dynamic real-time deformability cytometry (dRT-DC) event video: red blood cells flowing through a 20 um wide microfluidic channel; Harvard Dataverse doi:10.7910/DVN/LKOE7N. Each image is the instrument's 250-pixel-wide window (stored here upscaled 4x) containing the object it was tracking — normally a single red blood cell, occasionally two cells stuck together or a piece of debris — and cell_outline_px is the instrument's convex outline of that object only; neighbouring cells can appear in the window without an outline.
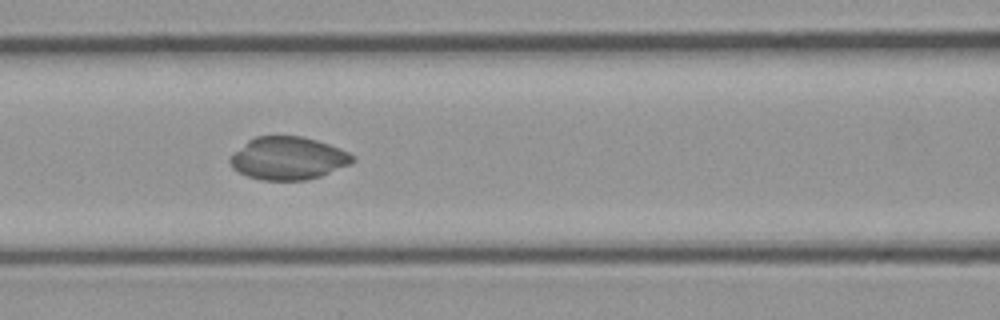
{"species": "common noctule bat (a hibernating species)", "species_latin": "Nyctalus noctula", "temperature_condition": "cold", "stored_images_in_passage": 55, "camera_frame_rate_fps": 3000, "um_per_image_px": 0.085, "animal": {"sex": "male", "body_mass_g": 23.1, "forearm_length_mm": 52.7}, "frame": {"image": 1, "passage_image": 23, "time_ms": 7.333, "image_size_px": [1000, 320], "cell_outline_px": [[356, 160], [348, 164], [320, 176], [308, 180], [260, 180], [248, 176], [232, 168], [228, 160], [248, 140], [256, 136], [304, 136], [340, 148], [356, 156]], "centroid_in_image_um": [24.5, 13.45], "position_along_channel_um": 142.1, "area_um2": 30.35}}
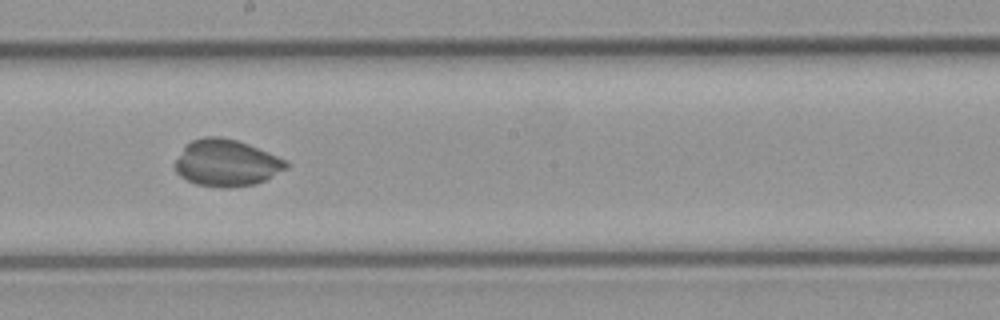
{"frame": {"image": 2, "passage_image": 30, "time_ms": 9.667, "image_size_px": [1000, 320], "cell_outline_px": [[288, 168], [256, 184], [228, 188], [220, 188], [196, 184], [180, 176], [176, 172], [172, 164], [184, 148], [192, 140], [204, 136], [220, 136], [236, 140], [248, 144], [288, 160]], "centroid_in_image_um": [19.24, 13.86], "position_along_channel_um": 229.0, "area_um2": 30.4}}
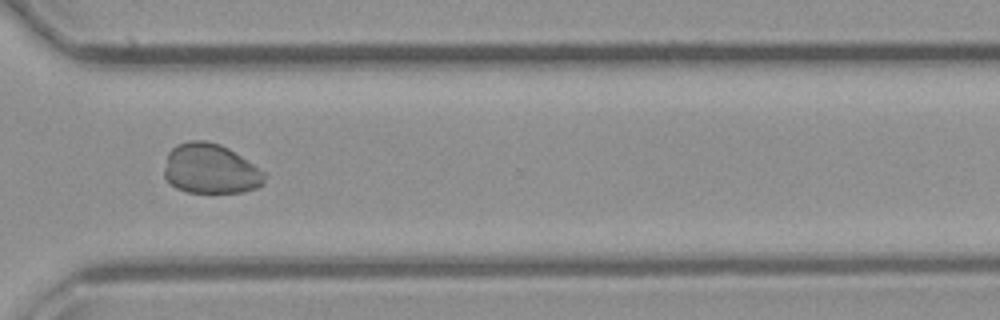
{"frame": {"image": 3, "passage_image": 40, "time_ms": 13.0, "image_size_px": [1000, 320], "cell_outline_px": [[268, 176], [264, 184], [256, 188], [244, 192], [188, 192], [176, 188], [164, 176], [164, 168], [168, 152], [176, 144], [188, 140], [208, 140], [220, 144], [228, 148], [264, 172]], "centroid_in_image_um": [17.89, 14.34], "position_along_channel_um": 352.7, "area_um2": 29.25}}